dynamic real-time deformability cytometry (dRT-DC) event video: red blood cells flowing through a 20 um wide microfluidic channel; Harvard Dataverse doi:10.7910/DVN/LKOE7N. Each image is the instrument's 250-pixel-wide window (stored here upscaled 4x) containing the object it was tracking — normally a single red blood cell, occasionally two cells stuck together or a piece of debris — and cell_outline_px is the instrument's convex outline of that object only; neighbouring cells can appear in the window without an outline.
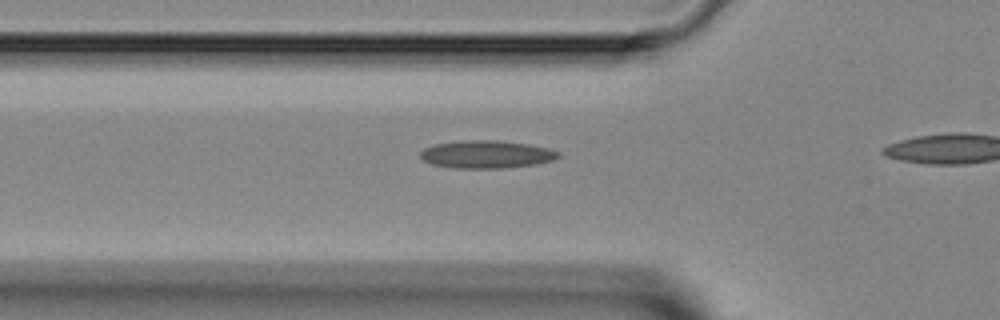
{"species": "Egyptian fruit bat (a non-hibernating species)", "species_latin": "Rousettus aegyptiacus", "temperature_condition": "room temperature", "stored_images_in_passage": 12, "camera_frame_rate_fps": 3000, "um_per_image_px": 0.085, "animal": {"sex": "female"}, "frame": {"image": 1, "passage_image": 10, "time_ms": 3.0, "image_size_px": [1000, 320], "cell_outline_px": [[560, 156], [552, 160], [536, 164], [504, 168], [456, 168], [432, 164], [424, 160], [420, 156], [420, 152], [424, 148], [436, 144], [464, 140], [496, 140], [528, 144], [548, 148], [556, 152]], "centroid_in_image_um": [41.33, 13.12], "position_along_channel_um": 84.5, "area_um2": 22.08}}